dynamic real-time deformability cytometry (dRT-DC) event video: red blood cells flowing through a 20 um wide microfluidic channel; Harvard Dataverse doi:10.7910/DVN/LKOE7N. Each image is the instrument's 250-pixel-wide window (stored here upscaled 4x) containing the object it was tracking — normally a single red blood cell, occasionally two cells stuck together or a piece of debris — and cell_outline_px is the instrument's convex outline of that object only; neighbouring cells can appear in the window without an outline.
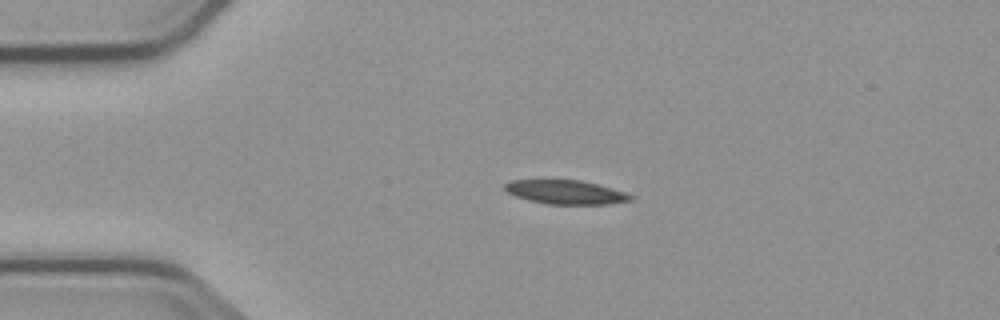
{"species": "common noctule bat (a hibernating species)", "species_latin": "Nyctalus noctula", "temperature_condition": "cold", "stored_images_in_passage": 4, "camera_frame_rate_fps": 3000, "um_per_image_px": 0.085, "animal": {"sex": "male", "body_mass_g": 23.1, "forearm_length_mm": 52.7}, "frame": {"image": 1, "passage_image": 3, "time_ms": 2.333, "image_size_px": [1000, 320], "cell_outline_px": [[636, 196], [632, 200], [612, 204], [548, 204], [528, 200], [516, 196], [500, 188], [508, 180], [540, 176], [552, 176], [580, 180], [612, 188]], "centroid_in_image_um": [47.95, 16.26], "position_along_channel_um": 37.0, "area_um2": 18.9}}